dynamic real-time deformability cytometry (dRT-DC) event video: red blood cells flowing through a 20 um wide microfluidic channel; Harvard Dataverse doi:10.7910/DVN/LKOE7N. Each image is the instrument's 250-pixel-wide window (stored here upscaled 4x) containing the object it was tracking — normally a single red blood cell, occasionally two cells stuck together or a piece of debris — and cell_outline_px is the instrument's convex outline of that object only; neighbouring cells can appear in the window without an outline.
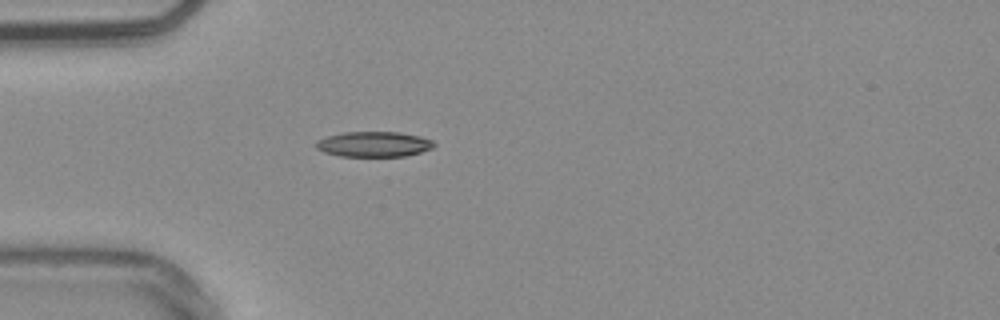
{"species": "common noctule bat (a hibernating species)", "species_latin": "Nyctalus noctula", "temperature_condition": "warm", "stored_images_in_passage": 39, "camera_frame_rate_fps": 3000, "um_per_image_px": 0.085, "animal": {"sex": "male", "body_mass_g": 20.4}, "frame": {"image": 1, "passage_image": 1, "time_ms": 0.0, "image_size_px": [1000, 320], "cell_outline_px": [[436, 144], [432, 148], [420, 152], [404, 156], [340, 156], [324, 152], [316, 148], [316, 140], [328, 136], [344, 132], [400, 132], [420, 136], [432, 140]], "centroid_in_image_um": [31.78, 12.25], "position_along_channel_um": 53.2, "area_um2": 17.34}}
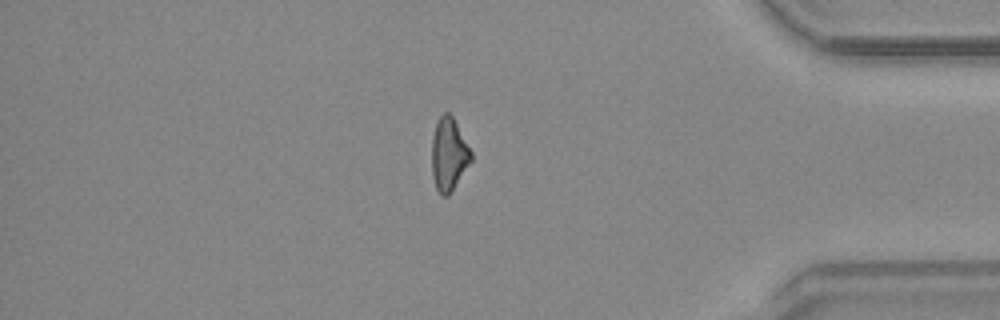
{"frame": {"image": 2, "passage_image": 31, "time_ms": 10.0, "image_size_px": [1000, 320], "cell_outline_px": [[472, 160], [448, 196], [440, 196], [436, 188], [432, 176], [432, 136], [436, 124], [440, 116], [444, 112], [448, 112], [452, 116], [472, 152]], "centroid_in_image_um": [38.14, 13.14], "position_along_channel_um": 397.1, "area_um2": 16.59}}
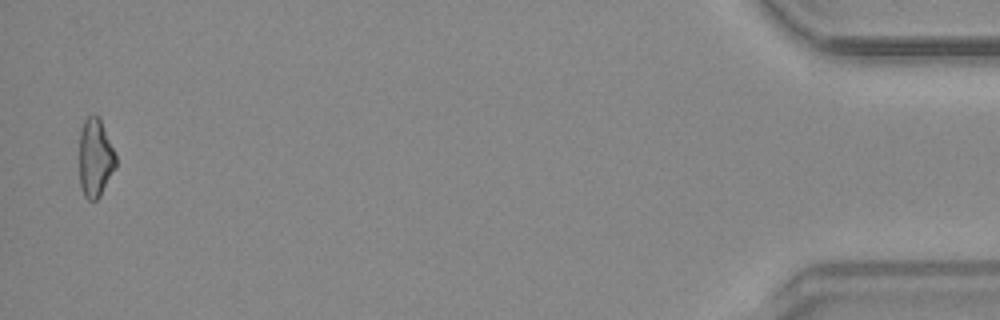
{"frame": {"image": 3, "passage_image": 38, "time_ms": 12.333, "image_size_px": [1000, 320], "cell_outline_px": [[116, 168], [100, 196], [96, 200], [88, 200], [84, 196], [80, 184], [80, 128], [84, 120], [88, 116], [100, 116], [116, 156]], "centroid_in_image_um": [8.1, 13.42], "position_along_channel_um": 427.1, "area_um2": 16.76}, "authors_computed_cell_mechanics": {"area_um2": 17.34, "velocity_mm_per_s": 3.8186, "shape_relaxation_time_tau1_ms": 8.405, "shape_relaxation_time_tau2_ms": 7.5173, "deformation_change_tau1": 0.1738, "deformation_change_tau2": 0.1757}}